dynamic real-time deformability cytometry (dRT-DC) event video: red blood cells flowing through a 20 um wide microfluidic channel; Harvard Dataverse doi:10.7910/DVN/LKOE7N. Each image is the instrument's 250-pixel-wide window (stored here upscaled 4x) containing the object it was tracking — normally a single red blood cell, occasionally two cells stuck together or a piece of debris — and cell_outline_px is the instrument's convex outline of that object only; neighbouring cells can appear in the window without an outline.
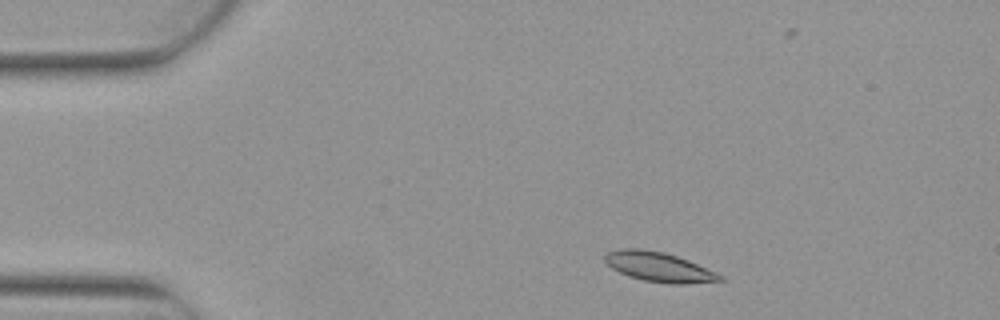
{"species": "Egyptian fruit bat (a non-hibernating species)", "species_latin": "Rousettus aegyptiacus", "temperature_condition": "warm", "stored_images_in_passage": 7, "camera_frame_rate_fps": 3000, "um_per_image_px": 0.085, "animal": {"sex": "female"}, "frame": {"image": 1, "passage_image": 1, "time_ms": 0.0, "image_size_px": [1000, 320], "cell_outline_px": [[724, 280], [688, 284], [668, 284], [644, 280], [628, 276], [612, 268], [604, 260], [604, 256], [608, 252], [620, 248], [640, 248], [664, 252], [688, 260], [716, 272], [724, 276]], "centroid_in_image_um": [56.02, 22.69], "position_along_channel_um": 29.0, "area_um2": 19.88}}
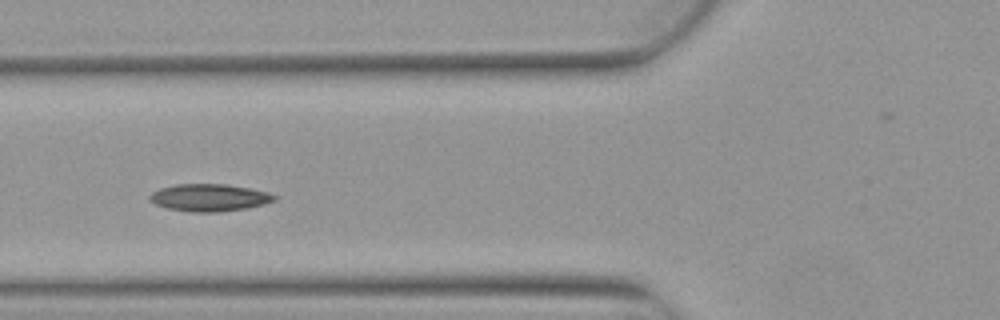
{"frame": {"image": 2, "passage_image": 4, "time_ms": 1.0, "image_size_px": [1000, 320], "cell_outline_px": [[276, 200], [264, 204], [248, 208], [220, 212], [188, 212], [168, 208], [156, 204], [148, 200], [148, 196], [152, 192], [160, 188], [176, 184], [224, 184], [248, 188], [268, 192], [276, 196]], "centroid_in_image_um": [17.77, 16.8], "position_along_channel_um": 108.0, "area_um2": 19.88}}
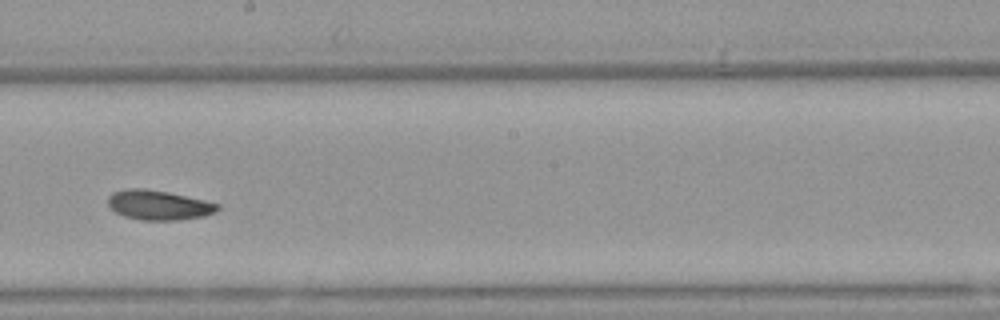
{"frame": {"image": 3, "passage_image": 7, "time_ms": 2.0, "image_size_px": [1000, 320], "cell_outline_px": [[220, 208], [216, 212], [204, 216], [180, 220], [140, 220], [124, 216], [116, 212], [108, 204], [108, 196], [112, 192], [128, 188], [144, 188], [168, 192], [204, 200], [220, 204]], "centroid_in_image_um": [13.49, 17.43], "position_along_channel_um": 234.7, "area_um2": 19.02}}